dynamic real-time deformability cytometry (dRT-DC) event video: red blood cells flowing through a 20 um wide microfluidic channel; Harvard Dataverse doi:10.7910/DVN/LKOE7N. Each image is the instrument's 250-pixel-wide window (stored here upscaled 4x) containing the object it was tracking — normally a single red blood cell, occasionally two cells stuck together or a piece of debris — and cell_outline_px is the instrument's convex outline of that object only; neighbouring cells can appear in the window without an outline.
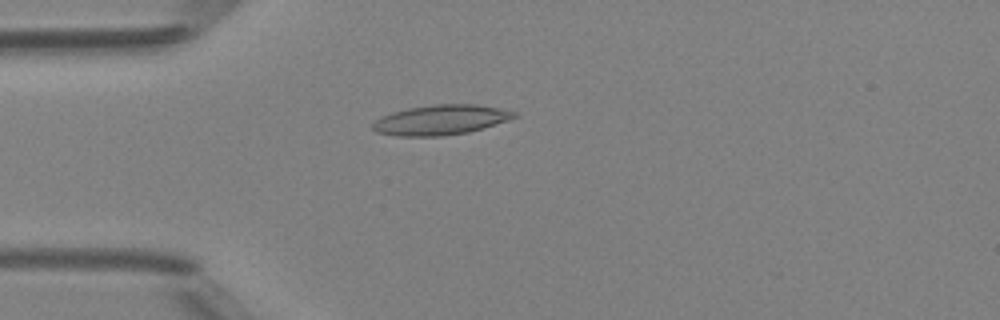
{"species": "Egyptian fruit bat (a non-hibernating species)", "species_latin": "Rousettus aegyptiacus", "temperature_condition": "room temperature", "stored_images_in_passage": 45, "camera_frame_rate_fps": 3000, "um_per_image_px": 0.085, "animal": {"sex": "female"}, "frame": {"image": 1, "passage_image": 13, "time_ms": 4.0, "image_size_px": [1000, 320], "cell_outline_px": [[520, 116], [508, 120], [468, 132], [440, 136], [396, 136], [376, 132], [372, 128], [372, 124], [380, 116], [392, 112], [408, 108], [432, 104], [476, 104], [516, 112]], "centroid_in_image_um": [37.43, 10.19], "position_along_channel_um": 47.6, "area_um2": 24.62}}
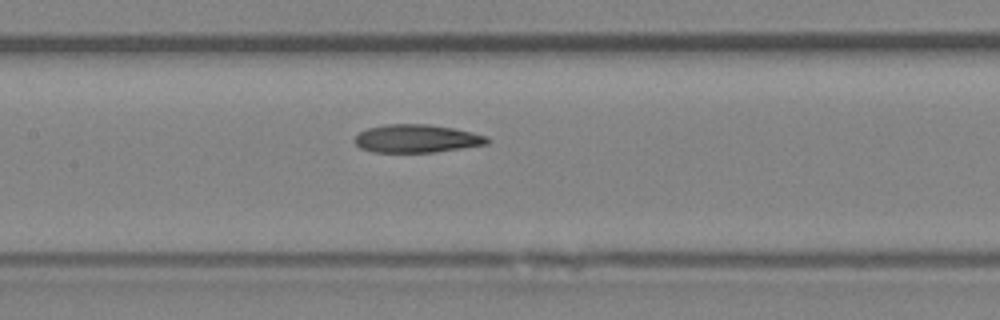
{"frame": {"image": 2, "passage_image": 23, "time_ms": 7.333, "image_size_px": [1000, 320], "cell_outline_px": [[492, 140], [488, 144], [436, 152], [372, 152], [360, 148], [352, 140], [360, 132], [368, 128], [384, 124], [428, 124], [452, 128], [472, 132], [488, 136]], "centroid_in_image_um": [35.43, 11.78], "position_along_channel_um": 172.0, "area_um2": 21.85}}
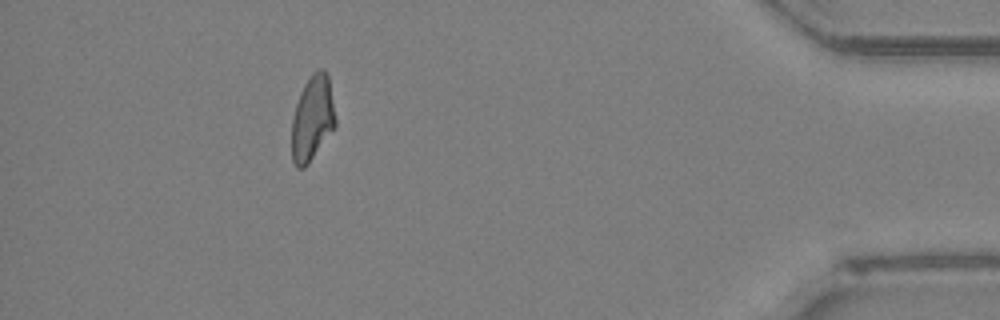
{"frame": {"image": 3, "passage_image": 44, "time_ms": 14.333, "image_size_px": [1000, 320], "cell_outline_px": [[336, 124], [308, 164], [304, 168], [296, 168], [292, 160], [292, 120], [296, 104], [300, 92], [304, 84], [312, 72], [316, 68], [324, 68], [328, 76], [336, 120]], "centroid_in_image_um": [26.54, 10.03], "position_along_channel_um": 408.7, "area_um2": 21.56}}